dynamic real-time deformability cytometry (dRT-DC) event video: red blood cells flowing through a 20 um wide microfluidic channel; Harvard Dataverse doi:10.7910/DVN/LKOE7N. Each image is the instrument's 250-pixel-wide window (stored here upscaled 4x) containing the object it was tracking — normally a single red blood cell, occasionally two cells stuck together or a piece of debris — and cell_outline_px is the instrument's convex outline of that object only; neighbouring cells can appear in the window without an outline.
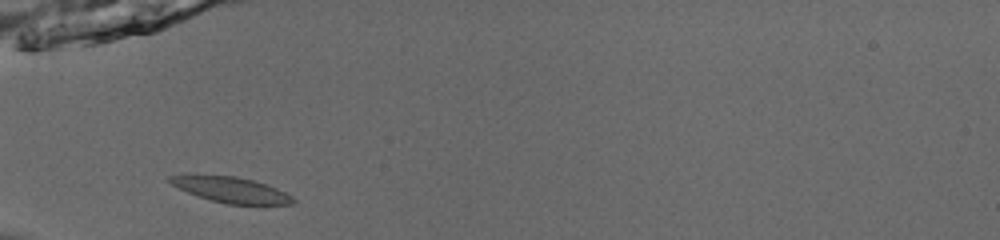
{"species": "common noctule bat (a hibernating species)", "species_latin": "Nyctalus noctula", "temperature_condition": "room temperature", "stored_images_in_passage": 35, "camera_frame_rate_fps": 3000, "um_per_image_px": 0.085, "animal": {"sex": "male", "body_mass_g": 13.0, "forearm_length_mm": 53.1}, "frame": {"image": 1, "passage_image": 1, "time_ms": 0.0, "image_size_px": [1000, 240], "cell_outline_px": [[296, 200], [292, 204], [228, 204], [212, 200], [188, 192], [172, 184], [168, 180], [168, 176], [196, 172], [236, 176], [252, 180], [276, 188], [292, 196]], "centroid_in_image_um": [19.56, 16.08], "position_along_channel_um": 65.4, "area_um2": 18.61}}
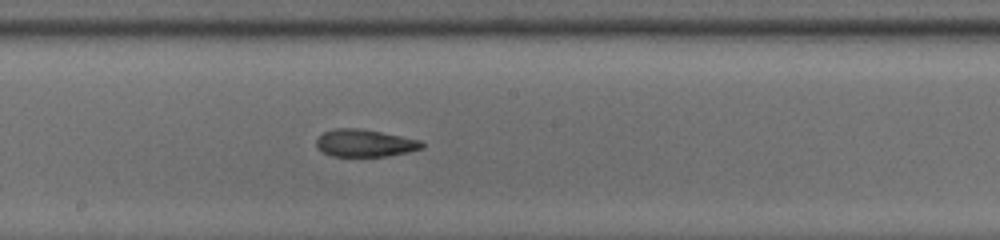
{"frame": {"image": 2, "passage_image": 13, "time_ms": 4.0, "image_size_px": [1000, 240], "cell_outline_px": [[424, 148], [408, 152], [388, 156], [332, 156], [316, 148], [316, 140], [324, 132], [336, 128], [360, 128], [420, 140], [424, 144]], "centroid_in_image_um": [31.01, 12.17], "position_along_channel_um": 217.2, "area_um2": 16.76}}
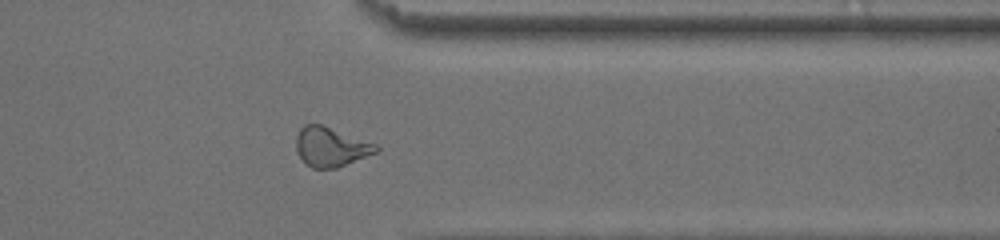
{"frame": {"image": 3, "passage_image": 26, "time_ms": 8.333, "image_size_px": [1000, 240], "cell_outline_px": [[380, 148], [376, 152], [336, 168], [312, 168], [296, 152], [296, 136], [300, 128], [304, 124], [324, 124], [376, 144]], "centroid_in_image_um": [28.1, 12.45], "position_along_channel_um": 383.3, "area_um2": 18.26}, "authors_computed_cell_mechanics": {"area_um2": 17.2822, "velocity_mm_per_s": 3.8813, "shape_relaxation_time_tau1_ms": null, "shape_relaxation_time_tau2_ms": 3.0591, "deformation_change_tau1": null, "deformation_change_tau2": 0.1131}}